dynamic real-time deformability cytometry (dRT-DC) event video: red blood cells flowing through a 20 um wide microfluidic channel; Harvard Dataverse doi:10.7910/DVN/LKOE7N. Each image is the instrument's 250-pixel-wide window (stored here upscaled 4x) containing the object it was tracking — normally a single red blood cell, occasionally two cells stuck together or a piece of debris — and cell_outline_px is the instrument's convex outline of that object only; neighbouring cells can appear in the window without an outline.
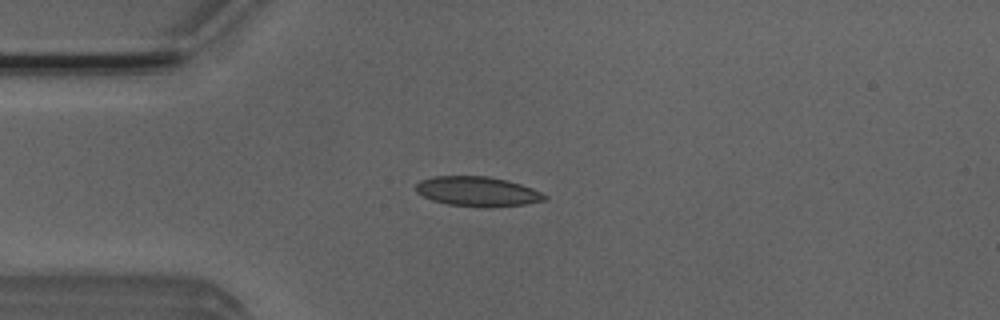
{"species": "Egyptian fruit bat (a non-hibernating species)", "species_latin": "Rousettus aegyptiacus", "temperature_condition": "room temperature", "stored_images_in_passage": 6, "camera_frame_rate_fps": 3000, "um_per_image_px": 0.085, "animal": {"sex": "male"}, "frame": {"image": 1, "passage_image": 3, "time_ms": 0.667, "image_size_px": [1000, 320], "cell_outline_px": [[548, 200], [528, 204], [492, 208], [484, 208], [448, 204], [432, 200], [416, 192], [416, 184], [420, 180], [432, 176], [488, 176], [508, 180], [532, 188], [548, 196]], "centroid_in_image_um": [40.62, 16.29], "position_along_channel_um": 44.4, "area_um2": 22.66}}